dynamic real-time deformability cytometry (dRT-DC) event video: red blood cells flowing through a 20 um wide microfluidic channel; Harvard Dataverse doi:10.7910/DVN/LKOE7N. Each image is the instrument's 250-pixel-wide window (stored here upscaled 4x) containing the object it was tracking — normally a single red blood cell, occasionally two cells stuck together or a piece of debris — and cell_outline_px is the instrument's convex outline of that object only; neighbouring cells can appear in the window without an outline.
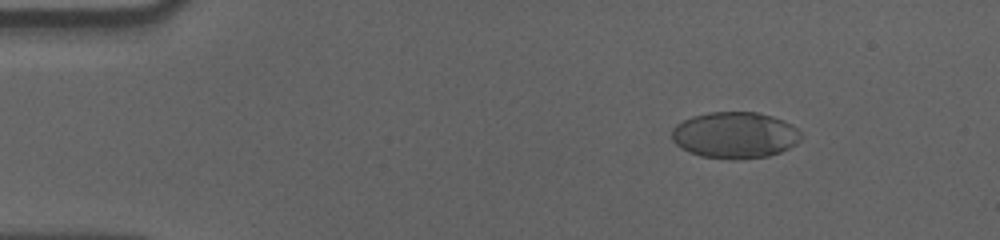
{"species": "human", "species_latin": "Homo sapiens", "temperature_condition": "cold", "stored_images_in_passage": 54, "camera_frame_rate_fps": 3000, "um_per_image_px": 0.085, "donor": {"sex": "male"}, "frame": {"image": 1, "passage_image": 8, "time_ms": 2.333, "image_size_px": [1000, 240], "cell_outline_px": [[804, 136], [796, 144], [780, 152], [768, 156], [732, 160], [728, 160], [700, 156], [688, 152], [676, 144], [672, 140], [672, 128], [676, 124], [692, 116], [708, 112], [756, 112], [772, 116], [784, 120], [792, 124]], "centroid_in_image_um": [62.47, 11.49], "position_along_channel_um": 22.5, "area_um2": 35.26}}
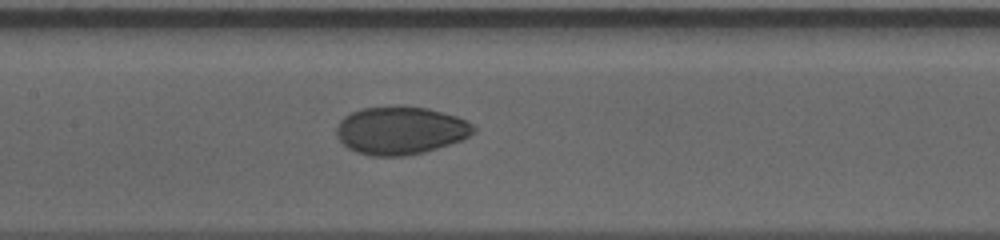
{"frame": {"image": 2, "passage_image": 28, "time_ms": 9.0, "image_size_px": [1000, 240], "cell_outline_px": [[476, 128], [464, 140], [424, 152], [408, 156], [372, 156], [356, 152], [348, 148], [336, 136], [336, 128], [340, 120], [344, 116], [352, 112], [364, 108], [428, 108], [456, 116], [472, 124]], "centroid_in_image_um": [34.04, 11.13], "position_along_channel_um": 173.4, "area_um2": 37.74}}
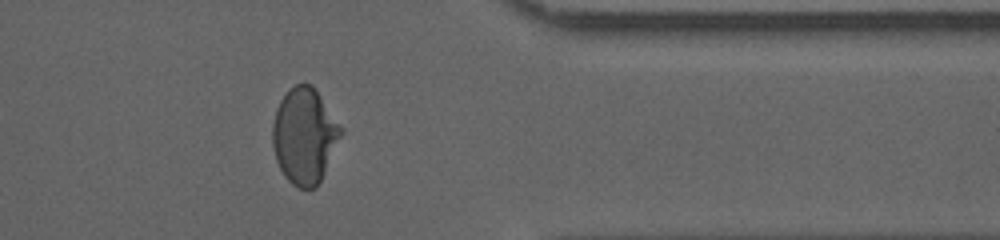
{"frame": {"image": 3, "passage_image": 47, "time_ms": 15.333, "image_size_px": [1000, 240], "cell_outline_px": [[344, 132], [316, 188], [296, 188], [284, 176], [276, 160], [272, 144], [272, 124], [276, 108], [280, 100], [296, 84], [312, 84], [344, 128]], "centroid_in_image_um": [25.89, 11.55], "position_along_channel_um": 385.5, "area_um2": 38.21}, "authors_computed_cell_mechanics": {"area_um2": 37.3966, "velocity_mm_per_s": 3.5584, "shape_relaxation_time_tau1_ms": 6.0487, "shape_relaxation_time_tau2_ms": 1.329, "deformation_change_tau1": 0.1754, "deformation_change_tau2": 0.0345}}